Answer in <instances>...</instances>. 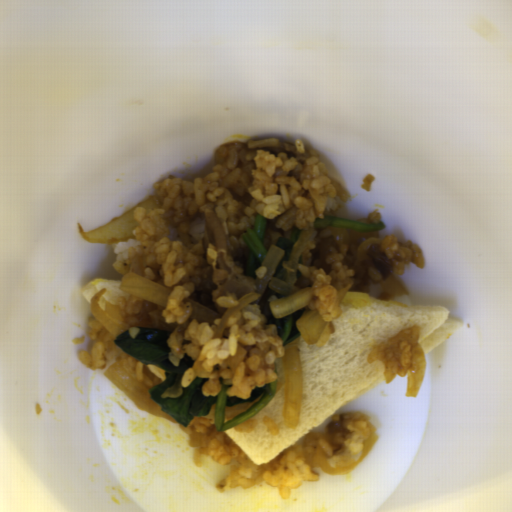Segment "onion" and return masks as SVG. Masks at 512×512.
<instances>
[{
  "instance_id": "onion-1",
  "label": "onion",
  "mask_w": 512,
  "mask_h": 512,
  "mask_svg": "<svg viewBox=\"0 0 512 512\" xmlns=\"http://www.w3.org/2000/svg\"><path fill=\"white\" fill-rule=\"evenodd\" d=\"M316 234L317 232L313 228L305 229L300 233V238L294 243L290 251L289 260L282 262L283 278H276L273 273L283 259L285 251L277 245L272 244L269 247L265 260L260 264V266L266 268L265 275L261 279L256 277L255 290L250 291L239 300L237 305L223 313L221 322L214 330L213 339L222 338L226 322L231 316L237 315L249 304L259 303L267 287L282 296V298L272 300L269 303L272 316L276 319L291 315L312 301L313 291L307 287H296L295 281L298 259L308 249Z\"/></svg>"
},
{
  "instance_id": "onion-2",
  "label": "onion",
  "mask_w": 512,
  "mask_h": 512,
  "mask_svg": "<svg viewBox=\"0 0 512 512\" xmlns=\"http://www.w3.org/2000/svg\"><path fill=\"white\" fill-rule=\"evenodd\" d=\"M283 414L286 428H297L302 411L303 376L300 360V337L285 345L283 355Z\"/></svg>"
},
{
  "instance_id": "onion-3",
  "label": "onion",
  "mask_w": 512,
  "mask_h": 512,
  "mask_svg": "<svg viewBox=\"0 0 512 512\" xmlns=\"http://www.w3.org/2000/svg\"><path fill=\"white\" fill-rule=\"evenodd\" d=\"M161 206L157 199L150 197L135 207L116 217L112 221L92 232H85L80 224L77 229L80 237L87 243H117L135 238L133 230L139 226L134 216L136 208H144L147 211L159 209Z\"/></svg>"
},
{
  "instance_id": "onion-4",
  "label": "onion",
  "mask_w": 512,
  "mask_h": 512,
  "mask_svg": "<svg viewBox=\"0 0 512 512\" xmlns=\"http://www.w3.org/2000/svg\"><path fill=\"white\" fill-rule=\"evenodd\" d=\"M104 375L115 387L134 401L139 409L177 423L162 410L158 402L150 397L148 393L150 389L136 379L127 366L119 360L110 365Z\"/></svg>"
},
{
  "instance_id": "onion-5",
  "label": "onion",
  "mask_w": 512,
  "mask_h": 512,
  "mask_svg": "<svg viewBox=\"0 0 512 512\" xmlns=\"http://www.w3.org/2000/svg\"><path fill=\"white\" fill-rule=\"evenodd\" d=\"M119 288L130 296L142 298L167 307L168 299L173 291L170 287L149 280L136 272L123 275Z\"/></svg>"
},
{
  "instance_id": "onion-6",
  "label": "onion",
  "mask_w": 512,
  "mask_h": 512,
  "mask_svg": "<svg viewBox=\"0 0 512 512\" xmlns=\"http://www.w3.org/2000/svg\"><path fill=\"white\" fill-rule=\"evenodd\" d=\"M107 288H102L90 299L91 314L113 335L124 333L131 327L119 311L117 305H112L107 301L104 303L105 309L100 306L99 299L105 295Z\"/></svg>"
},
{
  "instance_id": "onion-7",
  "label": "onion",
  "mask_w": 512,
  "mask_h": 512,
  "mask_svg": "<svg viewBox=\"0 0 512 512\" xmlns=\"http://www.w3.org/2000/svg\"><path fill=\"white\" fill-rule=\"evenodd\" d=\"M378 439H379V437L376 434L368 436L366 438V440L364 441V447H363V451H362L360 458L347 466L332 467L329 464L321 447L317 448V450L311 460L310 465L313 467L319 468L320 471L324 472L327 475L342 476V475L348 474L359 466V464L362 462V460L366 457V455L370 452V450L375 446Z\"/></svg>"
},
{
  "instance_id": "onion-8",
  "label": "onion",
  "mask_w": 512,
  "mask_h": 512,
  "mask_svg": "<svg viewBox=\"0 0 512 512\" xmlns=\"http://www.w3.org/2000/svg\"><path fill=\"white\" fill-rule=\"evenodd\" d=\"M327 322L317 309L304 312L297 320L296 327L304 342L314 345L323 335Z\"/></svg>"
},
{
  "instance_id": "onion-9",
  "label": "onion",
  "mask_w": 512,
  "mask_h": 512,
  "mask_svg": "<svg viewBox=\"0 0 512 512\" xmlns=\"http://www.w3.org/2000/svg\"><path fill=\"white\" fill-rule=\"evenodd\" d=\"M425 353L419 344L411 346L410 367L407 379V397H417L425 377Z\"/></svg>"
},
{
  "instance_id": "onion-10",
  "label": "onion",
  "mask_w": 512,
  "mask_h": 512,
  "mask_svg": "<svg viewBox=\"0 0 512 512\" xmlns=\"http://www.w3.org/2000/svg\"><path fill=\"white\" fill-rule=\"evenodd\" d=\"M182 303H190L191 314L189 318L195 319L197 323H208V326H212L216 319L221 318V313L187 297L182 300Z\"/></svg>"
},
{
  "instance_id": "onion-11",
  "label": "onion",
  "mask_w": 512,
  "mask_h": 512,
  "mask_svg": "<svg viewBox=\"0 0 512 512\" xmlns=\"http://www.w3.org/2000/svg\"><path fill=\"white\" fill-rule=\"evenodd\" d=\"M382 291L392 298H400L409 295L407 289L399 278L390 275L385 281L378 283Z\"/></svg>"
},
{
  "instance_id": "onion-12",
  "label": "onion",
  "mask_w": 512,
  "mask_h": 512,
  "mask_svg": "<svg viewBox=\"0 0 512 512\" xmlns=\"http://www.w3.org/2000/svg\"><path fill=\"white\" fill-rule=\"evenodd\" d=\"M263 393L258 396L254 401L252 402H246V403H243V404H239V405H234V406H227L225 407L224 409V415H223V420L224 422H230L231 420L235 419L236 417L240 416L241 414H243L245 411H247L248 409H250L251 407H253L254 405H256L263 397Z\"/></svg>"
},
{
  "instance_id": "onion-13",
  "label": "onion",
  "mask_w": 512,
  "mask_h": 512,
  "mask_svg": "<svg viewBox=\"0 0 512 512\" xmlns=\"http://www.w3.org/2000/svg\"><path fill=\"white\" fill-rule=\"evenodd\" d=\"M182 376H178L173 384L161 395L162 399H168L171 398H178L182 396L183 393V386L181 384Z\"/></svg>"
}]
</instances>
